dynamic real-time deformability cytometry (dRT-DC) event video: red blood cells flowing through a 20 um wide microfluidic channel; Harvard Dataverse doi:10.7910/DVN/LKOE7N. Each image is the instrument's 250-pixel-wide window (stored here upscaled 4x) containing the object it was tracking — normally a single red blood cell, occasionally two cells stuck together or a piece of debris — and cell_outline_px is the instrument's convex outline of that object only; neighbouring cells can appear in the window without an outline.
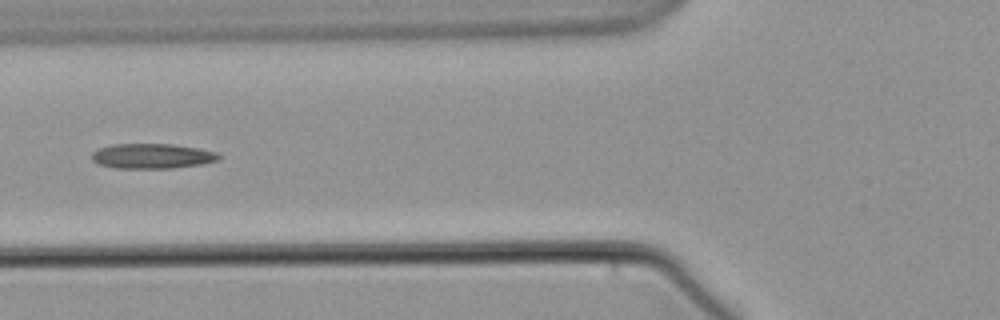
{"species": "common noctule bat (a hibernating species)", "species_latin": "Nyctalus noctula", "temperature_condition": "warm", "stored_images_in_passage": 10, "camera_frame_rate_fps": 3000, "um_per_image_px": 0.085, "animal": {"sex": "male", "body_mass_g": 21.5, "forearm_length_mm": 52.0}, "frame": {"image": 1, "passage_image": 5, "time_ms": 5.667, "image_size_px": [1000, 320], "cell_outline_px": [[220, 160], [200, 164], [172, 168], [116, 168], [100, 164], [92, 160], [92, 152], [96, 148], [112, 144], [172, 144], [200, 148], [216, 152], [220, 156]], "centroid_in_image_um": [12.92, 13.26], "position_along_channel_um": 112.9, "area_um2": 18.55}}
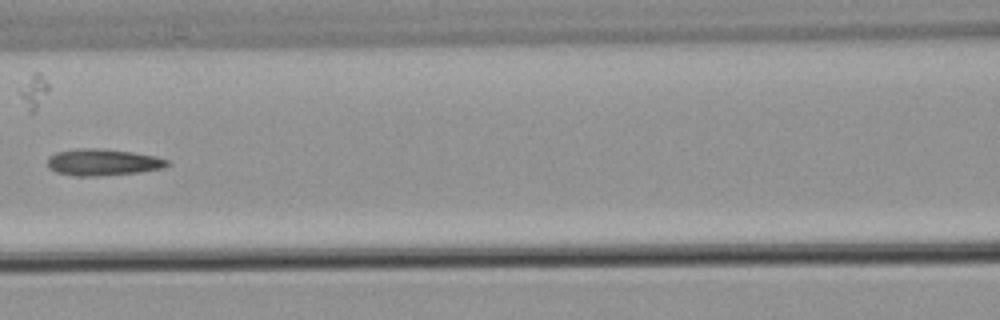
{"frame": {"image": 2, "passage_image": 6, "time_ms": 7.0, "image_size_px": [1000, 320], "cell_outline_px": [[168, 164], [164, 168], [140, 172], [96, 176], [76, 176], [56, 172], [48, 168], [48, 156], [56, 152], [80, 148], [96, 148], [132, 152], [156, 156], [168, 160]], "centroid_in_image_um": [8.72, 13.79], "position_along_channel_um": 157.9, "area_um2": 18.55}}
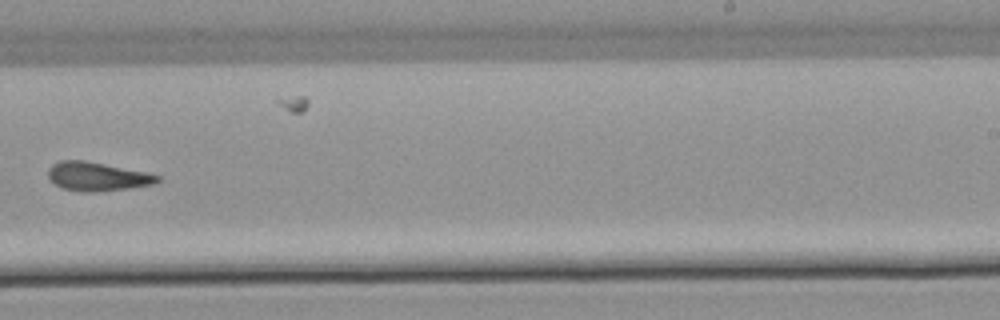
{"frame": {"image": 3, "passage_image": 9, "time_ms": 10.667, "image_size_px": [1000, 320], "cell_outline_px": [[160, 180], [152, 184], [132, 188], [96, 192], [84, 192], [60, 188], [48, 180], [48, 168], [52, 164], [60, 160], [84, 160], [148, 172], [160, 176]], "centroid_in_image_um": [8.23, 15.0], "position_along_channel_um": 280.8, "area_um2": 18.61}}